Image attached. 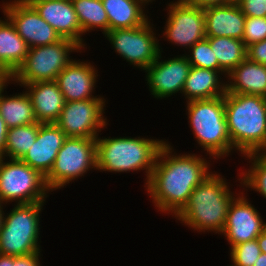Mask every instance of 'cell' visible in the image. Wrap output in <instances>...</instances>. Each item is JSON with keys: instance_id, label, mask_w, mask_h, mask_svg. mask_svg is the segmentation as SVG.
I'll return each mask as SVG.
<instances>
[{"instance_id": "1", "label": "cell", "mask_w": 266, "mask_h": 266, "mask_svg": "<svg viewBox=\"0 0 266 266\" xmlns=\"http://www.w3.org/2000/svg\"><path fill=\"white\" fill-rule=\"evenodd\" d=\"M172 152L171 145L165 141L145 187L161 212L176 216L188 203L195 187L212 171L208 172L209 162L201 156L172 155Z\"/></svg>"}, {"instance_id": "2", "label": "cell", "mask_w": 266, "mask_h": 266, "mask_svg": "<svg viewBox=\"0 0 266 266\" xmlns=\"http://www.w3.org/2000/svg\"><path fill=\"white\" fill-rule=\"evenodd\" d=\"M232 147L243 155L266 151V98L251 94L224 95Z\"/></svg>"}, {"instance_id": "3", "label": "cell", "mask_w": 266, "mask_h": 266, "mask_svg": "<svg viewBox=\"0 0 266 266\" xmlns=\"http://www.w3.org/2000/svg\"><path fill=\"white\" fill-rule=\"evenodd\" d=\"M220 176L212 172L195 187L188 203L175 216L181 223L200 232L222 233L234 195Z\"/></svg>"}, {"instance_id": "4", "label": "cell", "mask_w": 266, "mask_h": 266, "mask_svg": "<svg viewBox=\"0 0 266 266\" xmlns=\"http://www.w3.org/2000/svg\"><path fill=\"white\" fill-rule=\"evenodd\" d=\"M164 140L117 137L96 138V169L109 172L146 170V185Z\"/></svg>"}, {"instance_id": "5", "label": "cell", "mask_w": 266, "mask_h": 266, "mask_svg": "<svg viewBox=\"0 0 266 266\" xmlns=\"http://www.w3.org/2000/svg\"><path fill=\"white\" fill-rule=\"evenodd\" d=\"M186 109L193 135L204 151L214 159L229 155L233 147L225 115L224 96L187 102Z\"/></svg>"}, {"instance_id": "6", "label": "cell", "mask_w": 266, "mask_h": 266, "mask_svg": "<svg viewBox=\"0 0 266 266\" xmlns=\"http://www.w3.org/2000/svg\"><path fill=\"white\" fill-rule=\"evenodd\" d=\"M44 202L16 204L0 226V254L22 256L40 251L39 213ZM5 216V217H4Z\"/></svg>"}, {"instance_id": "7", "label": "cell", "mask_w": 266, "mask_h": 266, "mask_svg": "<svg viewBox=\"0 0 266 266\" xmlns=\"http://www.w3.org/2000/svg\"><path fill=\"white\" fill-rule=\"evenodd\" d=\"M76 42L62 38L60 41L29 48L23 63L8 78L21 87L33 82L55 81L58 74L73 60L69 53L80 51Z\"/></svg>"}, {"instance_id": "8", "label": "cell", "mask_w": 266, "mask_h": 266, "mask_svg": "<svg viewBox=\"0 0 266 266\" xmlns=\"http://www.w3.org/2000/svg\"><path fill=\"white\" fill-rule=\"evenodd\" d=\"M3 160L0 157V202H44L50 191L45 176L20 159Z\"/></svg>"}, {"instance_id": "9", "label": "cell", "mask_w": 266, "mask_h": 266, "mask_svg": "<svg viewBox=\"0 0 266 266\" xmlns=\"http://www.w3.org/2000/svg\"><path fill=\"white\" fill-rule=\"evenodd\" d=\"M90 169H96V139L67 137L45 177L50 191L63 188Z\"/></svg>"}, {"instance_id": "10", "label": "cell", "mask_w": 266, "mask_h": 266, "mask_svg": "<svg viewBox=\"0 0 266 266\" xmlns=\"http://www.w3.org/2000/svg\"><path fill=\"white\" fill-rule=\"evenodd\" d=\"M152 28L147 20L139 27L108 31L105 37L118 55L145 71L162 52Z\"/></svg>"}, {"instance_id": "11", "label": "cell", "mask_w": 266, "mask_h": 266, "mask_svg": "<svg viewBox=\"0 0 266 266\" xmlns=\"http://www.w3.org/2000/svg\"><path fill=\"white\" fill-rule=\"evenodd\" d=\"M105 99L102 97L82 101L65 102L55 123L67 137L96 139L108 123L103 113Z\"/></svg>"}, {"instance_id": "12", "label": "cell", "mask_w": 266, "mask_h": 266, "mask_svg": "<svg viewBox=\"0 0 266 266\" xmlns=\"http://www.w3.org/2000/svg\"><path fill=\"white\" fill-rule=\"evenodd\" d=\"M163 36L171 43L191 48L206 38L204 8L182 0L169 3Z\"/></svg>"}, {"instance_id": "13", "label": "cell", "mask_w": 266, "mask_h": 266, "mask_svg": "<svg viewBox=\"0 0 266 266\" xmlns=\"http://www.w3.org/2000/svg\"><path fill=\"white\" fill-rule=\"evenodd\" d=\"M2 5L5 18L11 21L29 48L54 44L62 39L31 5L18 0Z\"/></svg>"}, {"instance_id": "14", "label": "cell", "mask_w": 266, "mask_h": 266, "mask_svg": "<svg viewBox=\"0 0 266 266\" xmlns=\"http://www.w3.org/2000/svg\"><path fill=\"white\" fill-rule=\"evenodd\" d=\"M161 52L146 70V81L154 98L163 99L175 93H182L191 65L188 58L177 56L160 61Z\"/></svg>"}, {"instance_id": "15", "label": "cell", "mask_w": 266, "mask_h": 266, "mask_svg": "<svg viewBox=\"0 0 266 266\" xmlns=\"http://www.w3.org/2000/svg\"><path fill=\"white\" fill-rule=\"evenodd\" d=\"M230 203L222 235L226 237L231 248L237 244L256 239L266 228L257 209L243 196ZM246 198V199H245Z\"/></svg>"}, {"instance_id": "16", "label": "cell", "mask_w": 266, "mask_h": 266, "mask_svg": "<svg viewBox=\"0 0 266 266\" xmlns=\"http://www.w3.org/2000/svg\"><path fill=\"white\" fill-rule=\"evenodd\" d=\"M66 138L65 133L55 123H40L36 141L20 160L46 177Z\"/></svg>"}, {"instance_id": "17", "label": "cell", "mask_w": 266, "mask_h": 266, "mask_svg": "<svg viewBox=\"0 0 266 266\" xmlns=\"http://www.w3.org/2000/svg\"><path fill=\"white\" fill-rule=\"evenodd\" d=\"M36 12L52 26L61 38L70 39L85 48L83 32L71 0L30 2Z\"/></svg>"}, {"instance_id": "18", "label": "cell", "mask_w": 266, "mask_h": 266, "mask_svg": "<svg viewBox=\"0 0 266 266\" xmlns=\"http://www.w3.org/2000/svg\"><path fill=\"white\" fill-rule=\"evenodd\" d=\"M72 60L56 77L55 82L60 88L65 102L94 99L97 70L89 62Z\"/></svg>"}, {"instance_id": "19", "label": "cell", "mask_w": 266, "mask_h": 266, "mask_svg": "<svg viewBox=\"0 0 266 266\" xmlns=\"http://www.w3.org/2000/svg\"><path fill=\"white\" fill-rule=\"evenodd\" d=\"M206 37H230L243 40L246 16L234 0L204 8Z\"/></svg>"}, {"instance_id": "20", "label": "cell", "mask_w": 266, "mask_h": 266, "mask_svg": "<svg viewBox=\"0 0 266 266\" xmlns=\"http://www.w3.org/2000/svg\"><path fill=\"white\" fill-rule=\"evenodd\" d=\"M28 91L37 122L56 123L64 107V96L55 81L33 82L23 85Z\"/></svg>"}, {"instance_id": "21", "label": "cell", "mask_w": 266, "mask_h": 266, "mask_svg": "<svg viewBox=\"0 0 266 266\" xmlns=\"http://www.w3.org/2000/svg\"><path fill=\"white\" fill-rule=\"evenodd\" d=\"M227 92L266 98V65L246 58L228 73Z\"/></svg>"}, {"instance_id": "22", "label": "cell", "mask_w": 266, "mask_h": 266, "mask_svg": "<svg viewBox=\"0 0 266 266\" xmlns=\"http://www.w3.org/2000/svg\"><path fill=\"white\" fill-rule=\"evenodd\" d=\"M29 47L7 18H0V73L8 78L23 63Z\"/></svg>"}, {"instance_id": "23", "label": "cell", "mask_w": 266, "mask_h": 266, "mask_svg": "<svg viewBox=\"0 0 266 266\" xmlns=\"http://www.w3.org/2000/svg\"><path fill=\"white\" fill-rule=\"evenodd\" d=\"M220 74V71L191 67L182 91L188 99L187 102L224 96L227 92V82L222 83L219 80Z\"/></svg>"}, {"instance_id": "24", "label": "cell", "mask_w": 266, "mask_h": 266, "mask_svg": "<svg viewBox=\"0 0 266 266\" xmlns=\"http://www.w3.org/2000/svg\"><path fill=\"white\" fill-rule=\"evenodd\" d=\"M9 79L0 86V115L8 128L38 123L32 100L27 93H18L12 97L2 95Z\"/></svg>"}, {"instance_id": "25", "label": "cell", "mask_w": 266, "mask_h": 266, "mask_svg": "<svg viewBox=\"0 0 266 266\" xmlns=\"http://www.w3.org/2000/svg\"><path fill=\"white\" fill-rule=\"evenodd\" d=\"M108 16L109 31L134 28L143 25L149 18L137 0H102Z\"/></svg>"}, {"instance_id": "26", "label": "cell", "mask_w": 266, "mask_h": 266, "mask_svg": "<svg viewBox=\"0 0 266 266\" xmlns=\"http://www.w3.org/2000/svg\"><path fill=\"white\" fill-rule=\"evenodd\" d=\"M218 60L228 74L247 58V47L242 40L230 37H206Z\"/></svg>"}, {"instance_id": "27", "label": "cell", "mask_w": 266, "mask_h": 266, "mask_svg": "<svg viewBox=\"0 0 266 266\" xmlns=\"http://www.w3.org/2000/svg\"><path fill=\"white\" fill-rule=\"evenodd\" d=\"M83 33L93 29L109 31V21L102 0H71Z\"/></svg>"}, {"instance_id": "28", "label": "cell", "mask_w": 266, "mask_h": 266, "mask_svg": "<svg viewBox=\"0 0 266 266\" xmlns=\"http://www.w3.org/2000/svg\"><path fill=\"white\" fill-rule=\"evenodd\" d=\"M40 123L9 128L4 158L21 159L36 141ZM6 156V157H5Z\"/></svg>"}, {"instance_id": "29", "label": "cell", "mask_w": 266, "mask_h": 266, "mask_svg": "<svg viewBox=\"0 0 266 266\" xmlns=\"http://www.w3.org/2000/svg\"><path fill=\"white\" fill-rule=\"evenodd\" d=\"M247 159H250L252 166L248 171L242 172L243 175L241 184L246 188H252L259 192L263 197L266 198V151L265 152H254L247 155Z\"/></svg>"}, {"instance_id": "30", "label": "cell", "mask_w": 266, "mask_h": 266, "mask_svg": "<svg viewBox=\"0 0 266 266\" xmlns=\"http://www.w3.org/2000/svg\"><path fill=\"white\" fill-rule=\"evenodd\" d=\"M189 50L190 55H187L188 62L192 67L210 69L220 71L225 75H228L218 64V60L210 46L209 40L204 38L193 45Z\"/></svg>"}, {"instance_id": "31", "label": "cell", "mask_w": 266, "mask_h": 266, "mask_svg": "<svg viewBox=\"0 0 266 266\" xmlns=\"http://www.w3.org/2000/svg\"><path fill=\"white\" fill-rule=\"evenodd\" d=\"M260 254L257 239L237 244L230 250L233 262L230 266H253Z\"/></svg>"}, {"instance_id": "32", "label": "cell", "mask_w": 266, "mask_h": 266, "mask_svg": "<svg viewBox=\"0 0 266 266\" xmlns=\"http://www.w3.org/2000/svg\"><path fill=\"white\" fill-rule=\"evenodd\" d=\"M266 39V18L246 17L243 43L249 46Z\"/></svg>"}, {"instance_id": "33", "label": "cell", "mask_w": 266, "mask_h": 266, "mask_svg": "<svg viewBox=\"0 0 266 266\" xmlns=\"http://www.w3.org/2000/svg\"><path fill=\"white\" fill-rule=\"evenodd\" d=\"M246 17L266 18V0H235Z\"/></svg>"}, {"instance_id": "34", "label": "cell", "mask_w": 266, "mask_h": 266, "mask_svg": "<svg viewBox=\"0 0 266 266\" xmlns=\"http://www.w3.org/2000/svg\"><path fill=\"white\" fill-rule=\"evenodd\" d=\"M247 58L266 65V39L247 46Z\"/></svg>"}, {"instance_id": "35", "label": "cell", "mask_w": 266, "mask_h": 266, "mask_svg": "<svg viewBox=\"0 0 266 266\" xmlns=\"http://www.w3.org/2000/svg\"><path fill=\"white\" fill-rule=\"evenodd\" d=\"M39 255L40 252L22 256H14L13 266H40Z\"/></svg>"}, {"instance_id": "36", "label": "cell", "mask_w": 266, "mask_h": 266, "mask_svg": "<svg viewBox=\"0 0 266 266\" xmlns=\"http://www.w3.org/2000/svg\"><path fill=\"white\" fill-rule=\"evenodd\" d=\"M182 1L199 6L201 8H206L210 6L225 5L233 2L234 0H182Z\"/></svg>"}, {"instance_id": "37", "label": "cell", "mask_w": 266, "mask_h": 266, "mask_svg": "<svg viewBox=\"0 0 266 266\" xmlns=\"http://www.w3.org/2000/svg\"><path fill=\"white\" fill-rule=\"evenodd\" d=\"M8 127L5 124L4 119L0 115V157H4L5 155V147H6V138Z\"/></svg>"}, {"instance_id": "38", "label": "cell", "mask_w": 266, "mask_h": 266, "mask_svg": "<svg viewBox=\"0 0 266 266\" xmlns=\"http://www.w3.org/2000/svg\"><path fill=\"white\" fill-rule=\"evenodd\" d=\"M256 239L261 253H266V228Z\"/></svg>"}, {"instance_id": "39", "label": "cell", "mask_w": 266, "mask_h": 266, "mask_svg": "<svg viewBox=\"0 0 266 266\" xmlns=\"http://www.w3.org/2000/svg\"><path fill=\"white\" fill-rule=\"evenodd\" d=\"M14 256L0 254V266H13Z\"/></svg>"}, {"instance_id": "40", "label": "cell", "mask_w": 266, "mask_h": 266, "mask_svg": "<svg viewBox=\"0 0 266 266\" xmlns=\"http://www.w3.org/2000/svg\"><path fill=\"white\" fill-rule=\"evenodd\" d=\"M253 266H266V253H261Z\"/></svg>"}, {"instance_id": "41", "label": "cell", "mask_w": 266, "mask_h": 266, "mask_svg": "<svg viewBox=\"0 0 266 266\" xmlns=\"http://www.w3.org/2000/svg\"><path fill=\"white\" fill-rule=\"evenodd\" d=\"M8 80V77L0 73V86Z\"/></svg>"}, {"instance_id": "42", "label": "cell", "mask_w": 266, "mask_h": 266, "mask_svg": "<svg viewBox=\"0 0 266 266\" xmlns=\"http://www.w3.org/2000/svg\"><path fill=\"white\" fill-rule=\"evenodd\" d=\"M19 2L29 4L30 2H36V1H48V0H18Z\"/></svg>"}, {"instance_id": "43", "label": "cell", "mask_w": 266, "mask_h": 266, "mask_svg": "<svg viewBox=\"0 0 266 266\" xmlns=\"http://www.w3.org/2000/svg\"><path fill=\"white\" fill-rule=\"evenodd\" d=\"M2 206V207H1ZM3 213H4V211H3V205H2V203L0 202V226H1V222H2V216H3Z\"/></svg>"}, {"instance_id": "44", "label": "cell", "mask_w": 266, "mask_h": 266, "mask_svg": "<svg viewBox=\"0 0 266 266\" xmlns=\"http://www.w3.org/2000/svg\"><path fill=\"white\" fill-rule=\"evenodd\" d=\"M137 1H139L144 7V5H146L147 3H149V2L152 3L153 0H137Z\"/></svg>"}]
</instances>
